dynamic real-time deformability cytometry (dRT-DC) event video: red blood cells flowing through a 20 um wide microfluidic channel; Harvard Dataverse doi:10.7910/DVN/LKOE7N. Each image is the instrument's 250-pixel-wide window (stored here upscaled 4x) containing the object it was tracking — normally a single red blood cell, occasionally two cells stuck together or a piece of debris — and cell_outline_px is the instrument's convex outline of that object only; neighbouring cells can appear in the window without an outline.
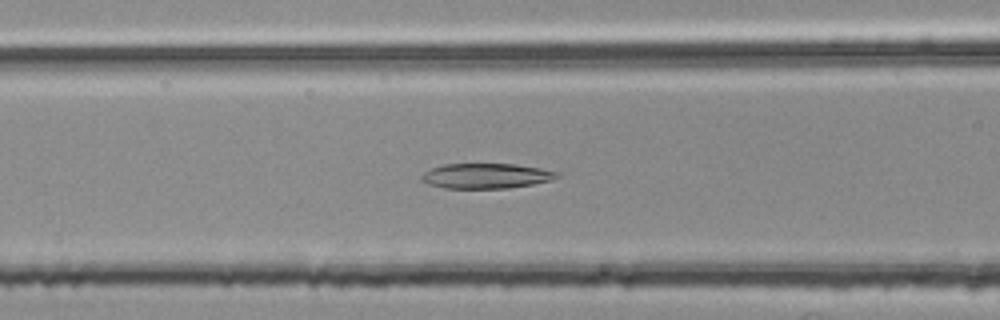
{"species": "common noctule bat (a hibernating species)", "species_latin": "Nyctalus noctula", "temperature_condition": "room temperature", "stored_images_in_passage": 52, "camera_frame_rate_fps": 3000, "um_per_image_px": 0.085, "animal": {"sex": "female", "body_mass_g": 25.1}, "frame": {"image": 1, "passage_image": 21, "time_ms": 6.667, "image_size_px": [1000, 320], "cell_outline_px": [[560, 176], [552, 180], [532, 184], [508, 188], [444, 188], [428, 184], [420, 180], [420, 176], [424, 172], [432, 168], [444, 164], [516, 164], [540, 168], [560, 172]], "centroid_in_image_um": [41.32, 14.95], "position_along_channel_um": 125.3, "area_um2": 19.88}}
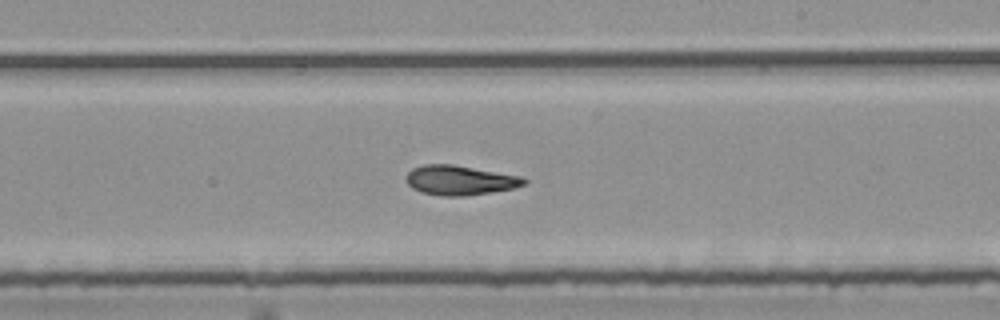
{"frame": {"image": 2, "passage_image": 31, "time_ms": 10.0, "image_size_px": [1000, 320], "cell_outline_px": [[528, 184], [512, 188], [464, 196], [440, 196], [420, 192], [412, 188], [404, 180], [404, 176], [412, 168], [424, 164], [452, 164], [520, 176], [528, 180]], "centroid_in_image_um": [39.03, 15.32], "position_along_channel_um": 250.0, "area_um2": 20.4}}
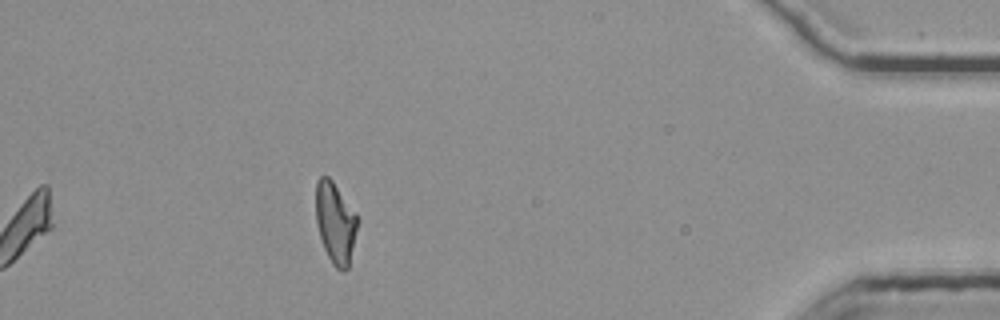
{"frame": {"image": 3, "passage_image": 48, "time_ms": 15.667, "image_size_px": [1000, 320], "cell_outline_px": [[356, 228], [348, 268], [344, 272], [340, 272], [332, 264], [324, 248], [320, 236], [316, 220], [316, 180], [320, 176], [328, 176], [332, 180], [356, 212]], "centroid_in_image_um": [28.48, 18.92], "position_along_channel_um": 406.7, "area_um2": 19.42}, "authors_computed_cell_mechanics": {"area_um2": 20.3745, "velocity_mm_per_s": 3.7406, "shape_relaxation_time_tau1_ms": null, "shape_relaxation_time_tau2_ms": 5.9027, "deformation_change_tau1": null, "deformation_change_tau2": 0.1371}}